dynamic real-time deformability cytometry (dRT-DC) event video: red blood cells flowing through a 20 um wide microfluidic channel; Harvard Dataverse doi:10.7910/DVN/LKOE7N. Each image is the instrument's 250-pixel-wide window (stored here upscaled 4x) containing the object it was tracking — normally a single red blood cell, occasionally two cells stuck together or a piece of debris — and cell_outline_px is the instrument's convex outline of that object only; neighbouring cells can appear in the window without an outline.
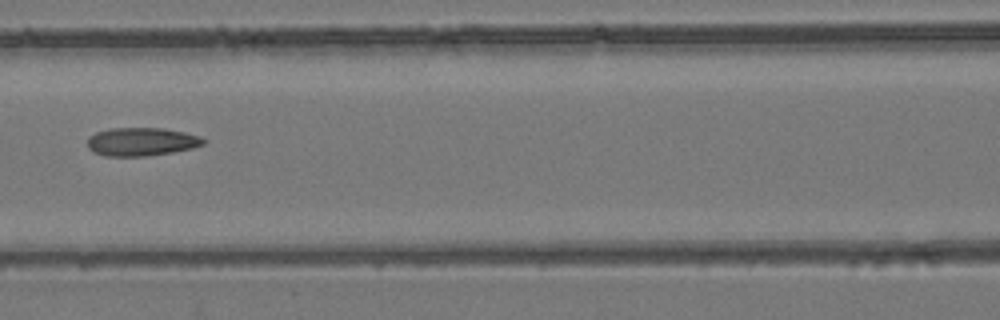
{"species": "common noctule bat (a hibernating species)", "species_latin": "Nyctalus noctula", "temperature_condition": "room temperature", "stored_images_in_passage": 6, "camera_frame_rate_fps": 3000, "um_per_image_px": 0.085, "animal": {"sex": "female", "body_mass_g": 24.6, "forearm_length_mm": 56.2}, "frame": {"image": 1, "passage_image": 5, "time_ms": 4.667, "image_size_px": [1000, 320], "cell_outline_px": [[208, 140], [204, 144], [192, 148], [172, 152], [144, 156], [104, 156], [92, 152], [88, 148], [88, 136], [96, 132], [108, 128], [164, 128], [184, 132], [200, 136]], "centroid_in_image_um": [12.01, 12.04], "position_along_channel_um": 154.6, "area_um2": 19.31}}
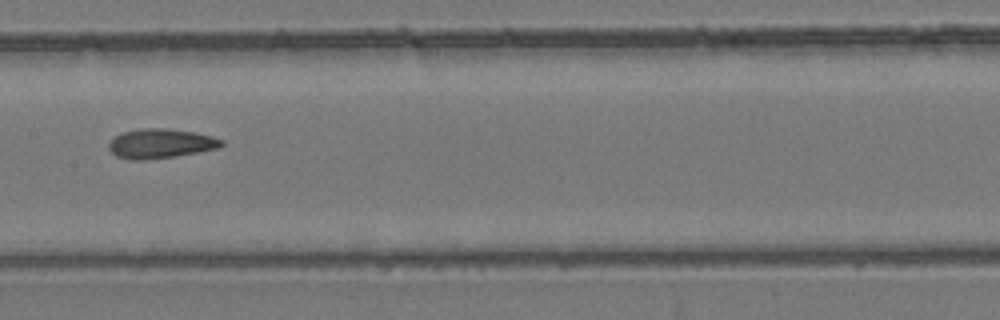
{"frame": {"image": 2, "passage_image": 6, "time_ms": 5.667, "image_size_px": [1000, 320], "cell_outline_px": [[224, 144], [220, 148], [176, 156], [148, 160], [128, 160], [116, 156], [108, 148], [108, 144], [120, 132], [140, 128], [168, 128], [192, 132], [212, 136], [224, 140]], "centroid_in_image_um": [13.65, 12.2], "position_along_channel_um": 193.8, "area_um2": 19.59}}